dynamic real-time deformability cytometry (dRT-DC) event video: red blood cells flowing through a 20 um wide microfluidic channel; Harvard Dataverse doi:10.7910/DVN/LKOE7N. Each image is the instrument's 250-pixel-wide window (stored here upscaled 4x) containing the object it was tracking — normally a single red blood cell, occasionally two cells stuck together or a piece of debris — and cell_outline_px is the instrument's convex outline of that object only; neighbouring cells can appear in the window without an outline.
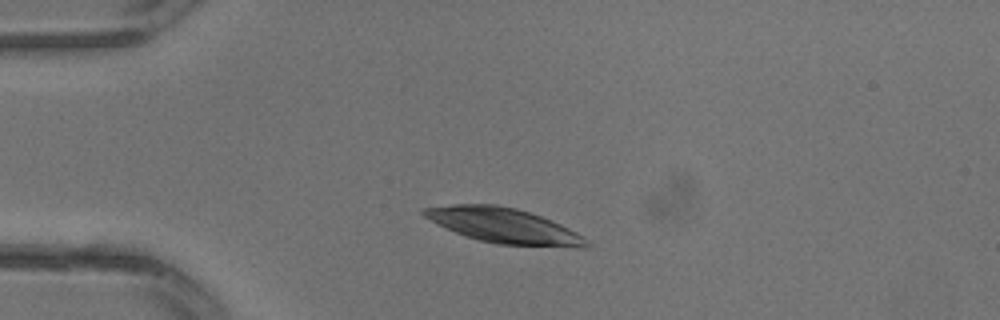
{"species": "common noctule bat (a hibernating species)", "species_latin": "Nyctalus noctula", "temperature_condition": "warm", "stored_images_in_passage": 8, "camera_frame_rate_fps": 3000, "um_per_image_px": 0.085, "animal": {"sex": "male", "body_mass_g": 13.3}, "frame": {"image": 1, "passage_image": 4, "time_ms": 1.0, "image_size_px": [1000, 320], "cell_outline_px": [[592, 244], [584, 248], [496, 244], [480, 240], [456, 232], [424, 216], [420, 212], [420, 208], [452, 204], [496, 204], [516, 208], [540, 216], [560, 224], [584, 236]], "centroid_in_image_um": [42.86, 19.18], "position_along_channel_um": 42.1, "area_um2": 32.95}}
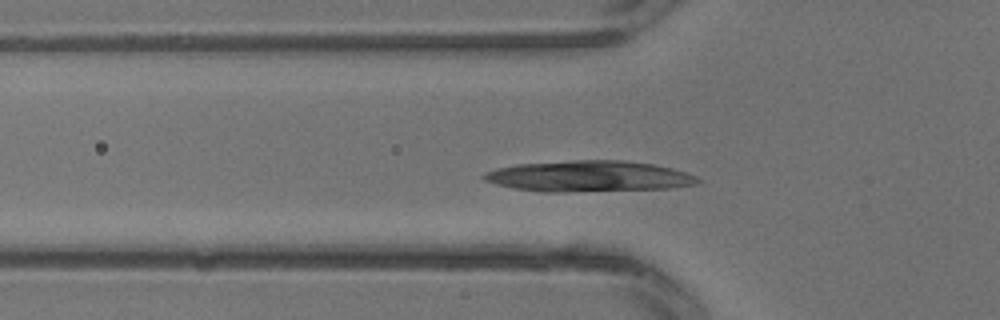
{"frame": {"image": 2, "passage_image": 7, "time_ms": 2.0, "image_size_px": [1000, 320], "cell_outline_px": [[700, 180], [696, 184], [668, 188], [564, 192], [544, 192], [516, 188], [496, 184], [484, 180], [480, 176], [484, 172], [516, 164], [576, 160], [624, 160], [652, 164], [672, 168], [696, 176]], "centroid_in_image_um": [50.02, 14.98], "position_along_channel_um": 75.8, "area_um2": 38.32}}